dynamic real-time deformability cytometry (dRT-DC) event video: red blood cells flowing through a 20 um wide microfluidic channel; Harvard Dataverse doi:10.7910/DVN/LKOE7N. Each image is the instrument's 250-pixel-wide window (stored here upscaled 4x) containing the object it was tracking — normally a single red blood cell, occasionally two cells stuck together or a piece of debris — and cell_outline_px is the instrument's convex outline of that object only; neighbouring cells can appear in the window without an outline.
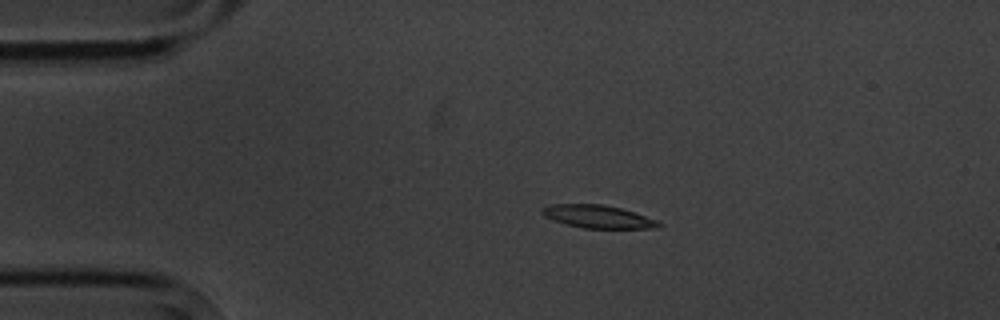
{"species": "common noctule bat (a hibernating species)", "species_latin": "Nyctalus noctula", "temperature_condition": "cold", "stored_images_in_passage": 4, "camera_frame_rate_fps": 3000, "um_per_image_px": 0.085, "animal": {"sex": "male", "body_mass_g": 20.1, "forearm_length_mm": 53.5}, "frame": {"image": 1, "passage_image": 2, "time_ms": 1.0, "image_size_px": [1000, 320], "cell_outline_px": [[664, 224], [656, 228], [584, 228], [552, 220], [544, 216], [540, 212], [540, 208], [548, 204], [604, 204], [620, 208], [656, 220]], "centroid_in_image_um": [50.76, 18.4], "position_along_channel_um": 34.2, "area_um2": 15.49}}